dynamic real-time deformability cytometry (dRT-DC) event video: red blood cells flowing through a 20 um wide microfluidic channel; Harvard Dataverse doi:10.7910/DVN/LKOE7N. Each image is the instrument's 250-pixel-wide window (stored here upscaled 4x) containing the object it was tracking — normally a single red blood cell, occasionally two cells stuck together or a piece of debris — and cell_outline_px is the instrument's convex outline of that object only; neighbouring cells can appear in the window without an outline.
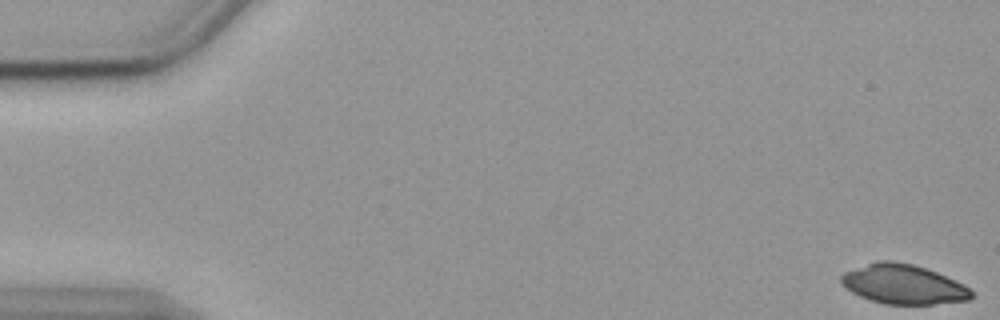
{"species": "common noctule bat (a hibernating species)", "species_latin": "Nyctalus noctula", "temperature_condition": "cold", "stored_images_in_passage": 56, "camera_frame_rate_fps": 3000, "um_per_image_px": 0.085, "animal": {"sex": "female", "body_mass_g": 19.9}, "frame": {"image": 1, "passage_image": 1, "time_ms": 0.0, "image_size_px": [1000, 320], "cell_outline_px": [[972, 300], [932, 304], [884, 304], [860, 296], [844, 288], [840, 284], [840, 276], [844, 272], [880, 260], [892, 260], [912, 264], [936, 272], [964, 284], [972, 292]], "centroid_in_image_um": [76.77, 24.17], "position_along_channel_um": 8.2, "area_um2": 29.88}}
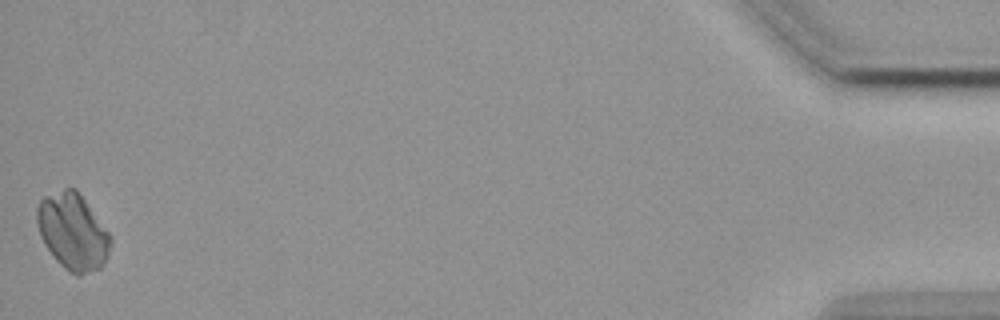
{"frame": {"image": 2, "passage_image": 56, "time_ms": 18.333, "image_size_px": [1000, 320], "cell_outline_px": [[112, 240], [108, 256], [104, 264], [100, 268], [80, 276], [76, 276], [64, 268], [52, 256], [44, 244], [40, 236], [36, 220], [36, 208], [40, 200], [44, 196], [64, 188], [76, 188], [112, 236]], "centroid_in_image_um": [6.19, 19.7], "position_along_channel_um": 429.0, "area_um2": 33.12}}